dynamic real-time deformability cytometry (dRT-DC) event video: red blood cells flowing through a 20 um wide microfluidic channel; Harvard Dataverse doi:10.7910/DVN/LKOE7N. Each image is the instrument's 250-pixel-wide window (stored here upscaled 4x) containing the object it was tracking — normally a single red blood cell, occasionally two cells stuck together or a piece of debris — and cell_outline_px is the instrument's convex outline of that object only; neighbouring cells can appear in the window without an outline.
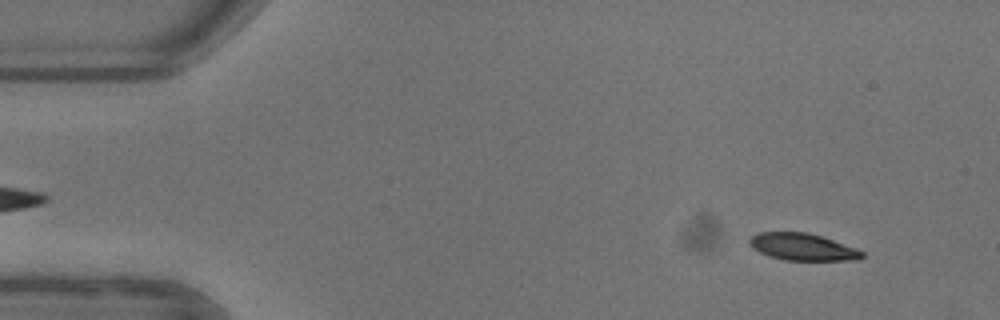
{"species": "common noctule bat (a hibernating species)", "species_latin": "Nyctalus noctula", "temperature_condition": "warm", "stored_images_in_passage": 52, "camera_frame_rate_fps": 3000, "um_per_image_px": 0.085, "animal": {"sex": "female"}, "frame": {"image": 1, "passage_image": 4, "time_ms": 1.0, "image_size_px": [1000, 320], "cell_outline_px": [[864, 256], [860, 260], [784, 260], [768, 256], [752, 248], [748, 244], [748, 240], [752, 236], [760, 232], [808, 232], [824, 236], [856, 248], [864, 252]], "centroid_in_image_um": [68.23, 20.98], "position_along_channel_um": 16.8, "area_um2": 17.98}}
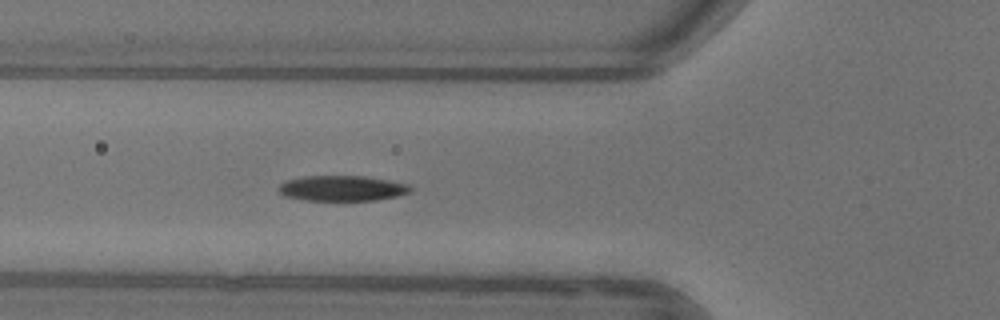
{"frame": {"image": 2, "passage_image": 18, "time_ms": 5.667, "image_size_px": [1000, 320], "cell_outline_px": [[412, 188], [408, 192], [396, 196], [376, 200], [304, 200], [284, 196], [276, 188], [284, 180], [304, 176], [364, 176], [388, 180], [408, 184]], "centroid_in_image_um": [29.02, 16.0], "position_along_channel_um": 96.8, "area_um2": 19.48}}
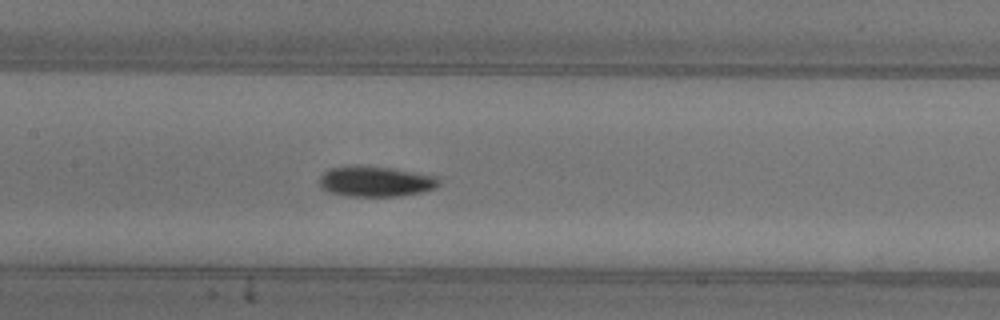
{"frame": {"image": 3, "passage_image": 24, "time_ms": 7.667, "image_size_px": [1000, 320], "cell_outline_px": [[440, 184], [436, 188], [424, 192], [400, 196], [348, 196], [328, 192], [320, 188], [320, 176], [328, 168], [352, 164], [356, 164], [392, 168], [440, 176]], "centroid_in_image_um": [31.94, 15.4], "position_along_channel_um": 175.5, "area_um2": 21.85}, "authors_computed_cell_mechanics": {"area_um2": 19.363, "velocity_mm_per_s": 3.9068, "shape_relaxation_time_tau1_ms": 3.3608, "shape_relaxation_time_tau2_ms": 3.6818, "deformation_change_tau1": 0.1456, "deformation_change_tau2": 0.0801}}